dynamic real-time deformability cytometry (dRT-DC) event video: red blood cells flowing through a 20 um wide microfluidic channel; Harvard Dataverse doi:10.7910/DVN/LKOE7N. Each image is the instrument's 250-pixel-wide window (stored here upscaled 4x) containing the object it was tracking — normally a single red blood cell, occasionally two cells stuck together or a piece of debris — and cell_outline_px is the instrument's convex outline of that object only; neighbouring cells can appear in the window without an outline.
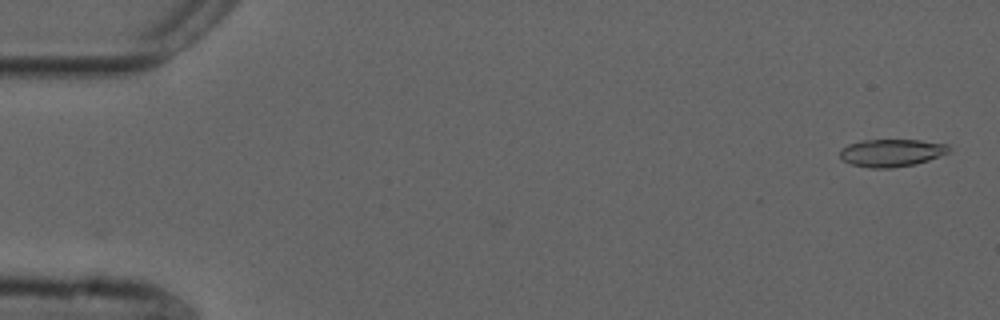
{"species": "common noctule bat (a hibernating species)", "species_latin": "Nyctalus noctula", "temperature_condition": "cold", "stored_images_in_passage": 42, "camera_frame_rate_fps": 3000, "um_per_image_px": 0.085, "animal": {"sex": "male", "forearm_length_mm": 52.5}, "frame": {"image": 1, "passage_image": 2, "time_ms": 0.333, "image_size_px": [1000, 320], "cell_outline_px": [[948, 152], [928, 160], [916, 164], [892, 168], [868, 168], [852, 164], [844, 160], [840, 156], [840, 148], [848, 144], [860, 140], [920, 140], [948, 144]], "centroid_in_image_um": [75.74, 12.98], "position_along_channel_um": 9.3, "area_um2": 17.46}}
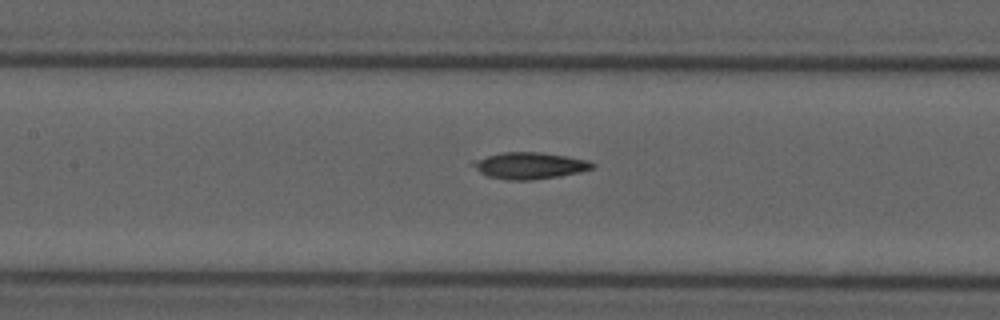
{"frame": {"image": 2, "passage_image": 25, "time_ms": 8.0, "image_size_px": [1000, 320], "cell_outline_px": [[596, 168], [580, 172], [532, 180], [508, 180], [488, 176], [480, 172], [468, 164], [472, 160], [504, 152], [540, 152], [588, 160], [596, 164]], "centroid_in_image_um": [45.0, 14.07], "position_along_channel_um": 162.4, "area_um2": 18.5}}
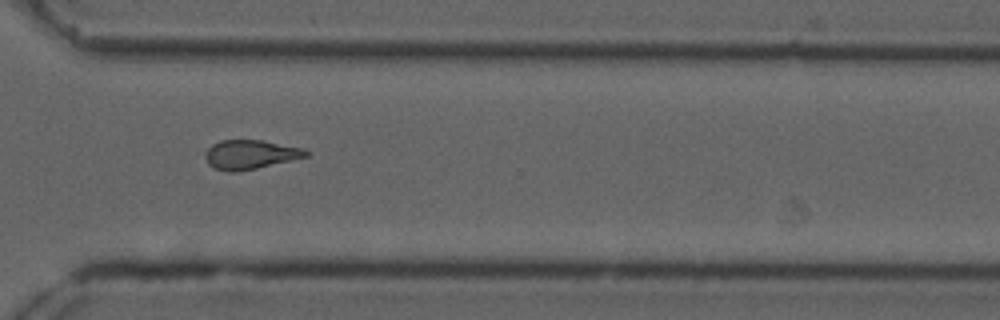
{"frame": {"image": 3, "passage_image": 40, "time_ms": 13.0, "image_size_px": [1000, 320], "cell_outline_px": [[308, 156], [256, 168], [236, 172], [228, 172], [212, 168], [208, 164], [204, 156], [204, 152], [212, 144], [220, 140], [260, 140], [304, 148], [308, 152]], "centroid_in_image_um": [21.21, 13.14], "position_along_channel_um": 349.4, "area_um2": 17.11}}